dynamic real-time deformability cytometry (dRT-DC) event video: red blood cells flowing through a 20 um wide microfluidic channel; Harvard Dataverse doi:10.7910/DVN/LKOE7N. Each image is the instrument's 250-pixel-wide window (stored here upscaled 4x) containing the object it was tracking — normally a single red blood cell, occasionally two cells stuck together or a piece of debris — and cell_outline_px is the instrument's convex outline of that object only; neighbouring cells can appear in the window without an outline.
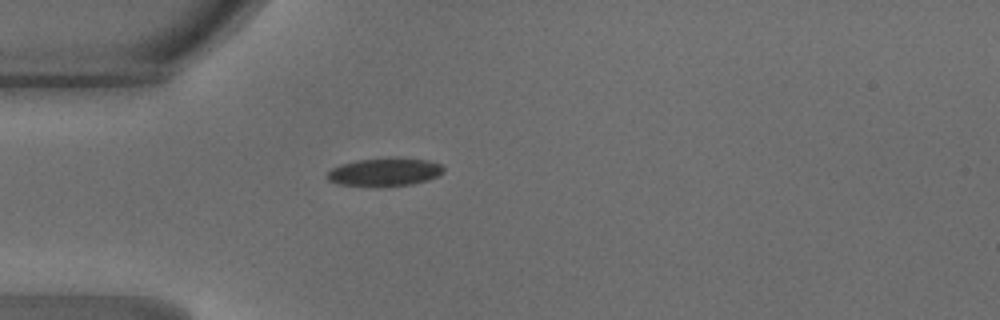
{"species": "common noctule bat (a hibernating species)", "species_latin": "Nyctalus noctula", "temperature_condition": "warm", "stored_images_in_passage": 6, "camera_frame_rate_fps": 3000, "um_per_image_px": 0.085, "animal": {"sex": "male", "body_mass_g": 18.8}, "frame": {"image": 1, "passage_image": 1, "time_ms": 0.0, "image_size_px": [1000, 320], "cell_outline_px": [[444, 172], [440, 176], [428, 180], [412, 184], [376, 188], [336, 184], [328, 180], [324, 176], [332, 168], [340, 164], [356, 160], [388, 156], [396, 156], [428, 160], [440, 164], [444, 168]], "centroid_in_image_um": [32.68, 14.62], "position_along_channel_um": 52.3, "area_um2": 20.11}}